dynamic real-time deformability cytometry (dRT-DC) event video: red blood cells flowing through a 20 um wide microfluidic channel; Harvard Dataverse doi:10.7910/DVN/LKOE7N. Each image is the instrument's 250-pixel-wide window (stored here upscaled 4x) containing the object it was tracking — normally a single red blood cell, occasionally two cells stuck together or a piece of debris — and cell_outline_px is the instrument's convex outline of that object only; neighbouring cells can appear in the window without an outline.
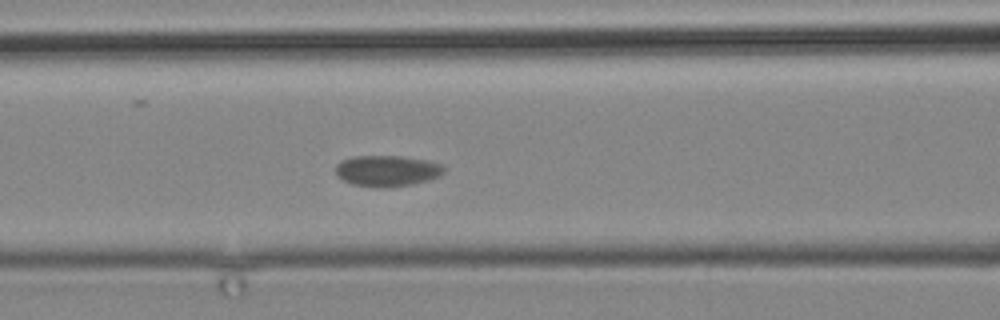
{"species": "common noctule bat (a hibernating species)", "species_latin": "Nyctalus noctula", "temperature_condition": "cold", "stored_images_in_passage": 3, "camera_frame_rate_fps": 3000, "um_per_image_px": 0.085, "animal": {"sex": "male", "body_mass_g": 19.2, "forearm_length_mm": 51.8}, "frame": {"image": 1, "passage_image": 3, "time_ms": 2.333, "image_size_px": [1000, 320], "cell_outline_px": [[444, 172], [440, 176], [428, 180], [412, 184], [384, 188], [352, 184], [344, 180], [336, 172], [336, 164], [340, 160], [352, 156], [400, 156], [428, 160], [444, 164]], "centroid_in_image_um": [32.93, 14.51], "position_along_channel_um": 133.7, "area_um2": 19.65}}